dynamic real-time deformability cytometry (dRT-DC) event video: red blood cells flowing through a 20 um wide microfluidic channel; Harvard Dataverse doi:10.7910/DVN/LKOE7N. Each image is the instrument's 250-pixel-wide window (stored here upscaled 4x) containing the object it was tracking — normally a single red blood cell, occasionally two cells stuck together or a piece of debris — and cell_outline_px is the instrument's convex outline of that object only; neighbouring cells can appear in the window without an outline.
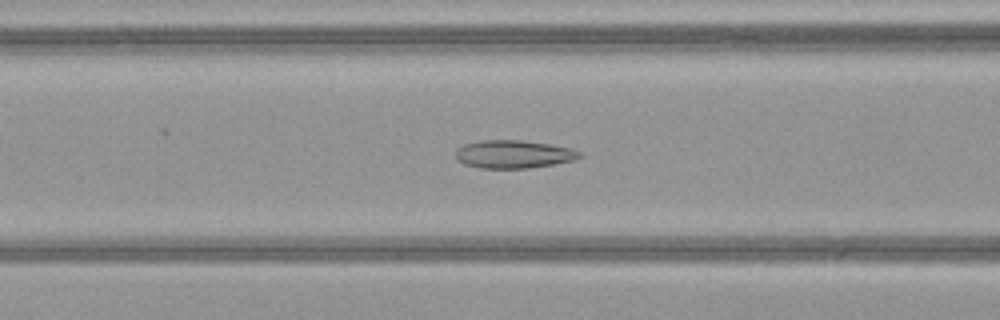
{"species": "common noctule bat (a hibernating species)", "species_latin": "Nyctalus noctula", "temperature_condition": "warm", "stored_images_in_passage": 48, "camera_frame_rate_fps": 3000, "um_per_image_px": 0.085, "animal": {"sex": "female", "body_mass_g": 21.9}, "frame": {"image": 1, "passage_image": 19, "time_ms": 6.0, "image_size_px": [1000, 320], "cell_outline_px": [[580, 156], [576, 160], [528, 168], [480, 168], [464, 164], [456, 160], [456, 148], [464, 144], [484, 140], [520, 140], [548, 144], [572, 148], [580, 152]], "centroid_in_image_um": [43.62, 13.11], "position_along_channel_um": 123.0, "area_um2": 20.17}}
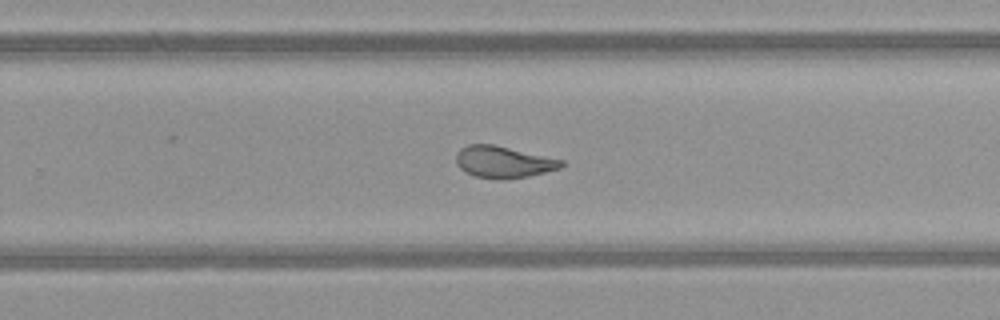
{"frame": {"image": 2, "passage_image": 31, "time_ms": 10.0, "image_size_px": [1000, 320], "cell_outline_px": [[564, 164], [560, 168], [528, 176], [504, 180], [500, 180], [476, 176], [460, 168], [456, 164], [456, 152], [460, 148], [468, 144], [492, 144], [564, 160]], "centroid_in_image_um": [42.77, 13.77], "position_along_channel_um": 287.0, "area_um2": 19.36}}
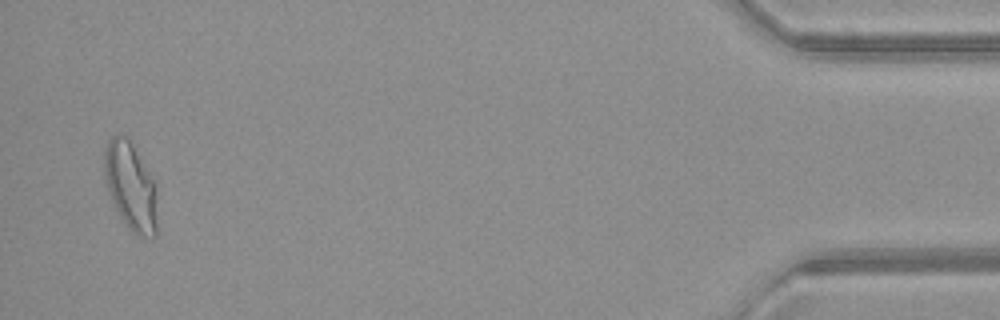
{"frame": {"image": 3, "passage_image": 47, "time_ms": 15.333, "image_size_px": [1000, 320], "cell_outline_px": [[156, 236], [136, 236], [124, 224], [108, 196], [104, 176], [104, 148], [112, 136], [128, 136], [156, 184]], "centroid_in_image_um": [11.08, 15.85], "position_along_channel_um": 424.1, "area_um2": 27.4}, "authors_computed_cell_mechanics": {"area_um2": 21.7906, "velocity_mm_per_s": 4.1026, "shape_relaxation_time_tau1_ms": null, "shape_relaxation_time_tau2_ms": 1.2353, "deformation_change_tau1": null, "deformation_change_tau2": 0.0734}}